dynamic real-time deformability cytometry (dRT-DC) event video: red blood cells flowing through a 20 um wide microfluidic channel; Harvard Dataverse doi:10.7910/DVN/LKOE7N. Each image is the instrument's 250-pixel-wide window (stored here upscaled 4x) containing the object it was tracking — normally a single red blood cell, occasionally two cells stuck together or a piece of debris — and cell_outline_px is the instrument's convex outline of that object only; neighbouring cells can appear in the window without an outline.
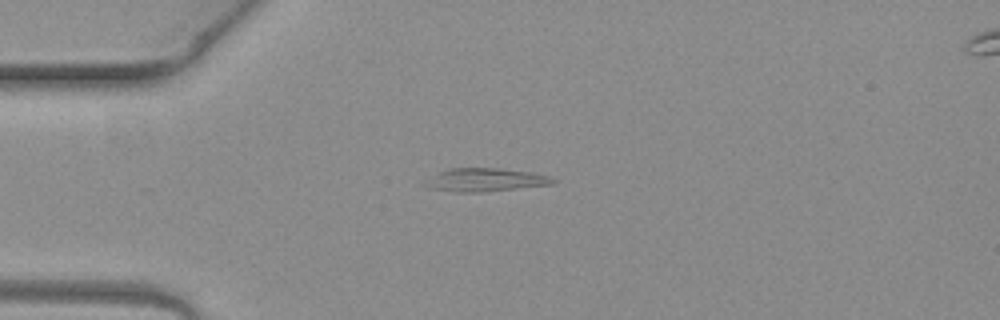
{"species": "common noctule bat (a hibernating species)", "species_latin": "Nyctalus noctula", "temperature_condition": "warm", "stored_images_in_passage": 2, "camera_frame_rate_fps": 3000, "um_per_image_px": 0.085, "animal": {"sex": "female", "body_mass_g": 19.3, "forearm_length_mm": 54.1}, "frame": {"image": 1, "passage_image": 1, "time_ms": 0.0, "image_size_px": [1000, 320], "cell_outline_px": [[556, 180], [552, 184], [480, 192], [456, 192], [428, 188], [424, 184], [440, 172], [448, 168], [496, 168], [532, 172], [548, 176]], "centroid_in_image_um": [41.26, 15.29], "position_along_channel_um": 43.7, "area_um2": 16.88}}